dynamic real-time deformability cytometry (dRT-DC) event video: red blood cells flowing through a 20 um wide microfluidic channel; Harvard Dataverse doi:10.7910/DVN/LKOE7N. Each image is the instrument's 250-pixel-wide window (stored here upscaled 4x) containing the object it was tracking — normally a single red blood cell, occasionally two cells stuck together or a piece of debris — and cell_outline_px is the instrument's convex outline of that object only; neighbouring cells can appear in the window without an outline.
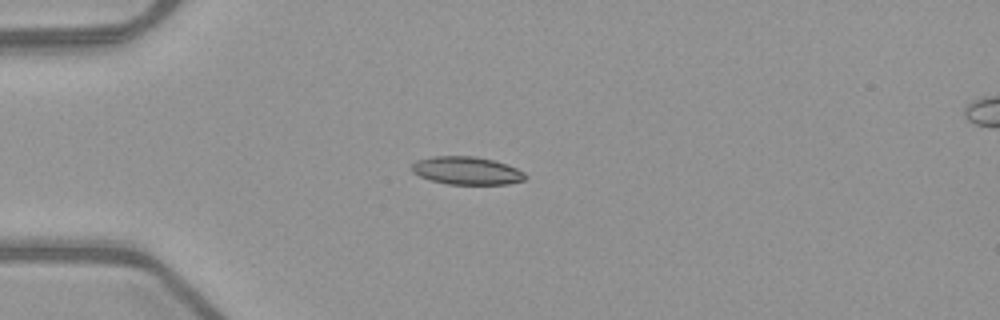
{"species": "common noctule bat (a hibernating species)", "species_latin": "Nyctalus noctula", "temperature_condition": "warm", "stored_images_in_passage": 39, "camera_frame_rate_fps": 3000, "um_per_image_px": 0.085, "animal": {"sex": "female", "body_mass_g": 21.9}, "frame": {"image": 1, "passage_image": 1, "time_ms": 0.0, "image_size_px": [1000, 320], "cell_outline_px": [[528, 176], [524, 180], [508, 184], [448, 184], [432, 180], [420, 176], [412, 172], [412, 164], [416, 160], [432, 156], [476, 156], [492, 160], [516, 168], [524, 172]], "centroid_in_image_um": [39.67, 14.5], "position_along_channel_um": 45.3, "area_um2": 18.38}}
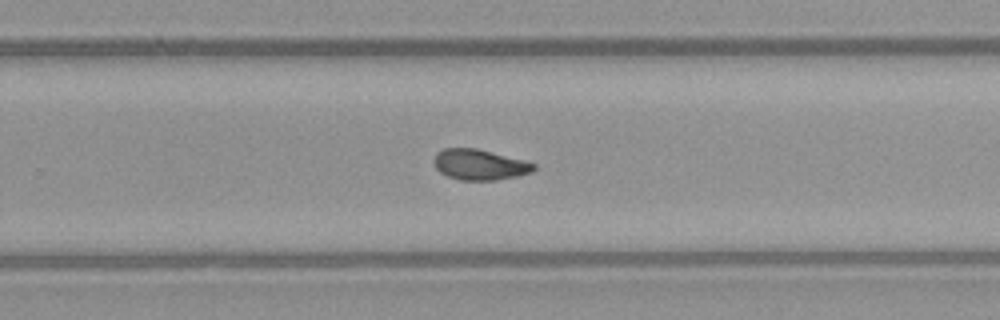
{"frame": {"image": 2, "passage_image": 21, "time_ms": 6.667, "image_size_px": [1000, 320], "cell_outline_px": [[536, 168], [532, 172], [516, 176], [496, 180], [460, 180], [448, 176], [440, 172], [436, 168], [436, 152], [444, 148], [476, 148], [524, 160], [536, 164]], "centroid_in_image_um": [40.79, 13.99], "position_along_channel_um": 289.0, "area_um2": 17.63}}
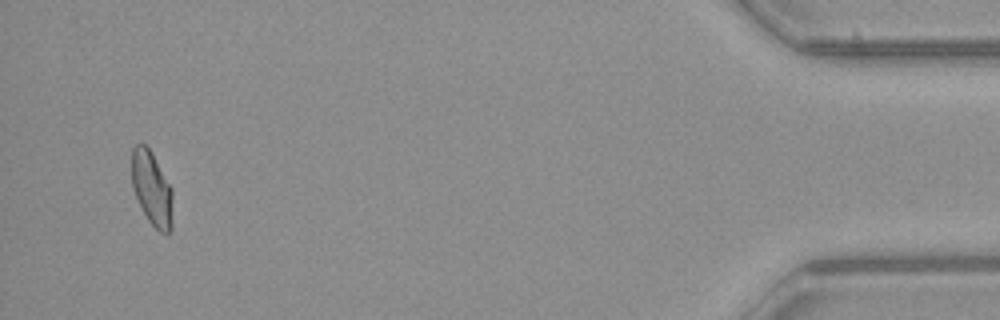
{"frame": {"image": 3, "passage_image": 37, "time_ms": 12.0, "image_size_px": [1000, 320], "cell_outline_px": [[172, 228], [168, 236], [160, 232], [148, 220], [132, 188], [132, 148], [136, 144], [144, 144], [152, 152], [172, 188]], "centroid_in_image_um": [12.92, 16.04], "position_along_channel_um": 422.3, "area_um2": 17.74}, "authors_computed_cell_mechanics": {"area_um2": 18.0336, "velocity_mm_per_s": 3.9932, "shape_relaxation_time_tau1_ms": null, "shape_relaxation_time_tau2_ms": 2.992, "deformation_change_tau1": null, "deformation_change_tau2": 0.0904}}